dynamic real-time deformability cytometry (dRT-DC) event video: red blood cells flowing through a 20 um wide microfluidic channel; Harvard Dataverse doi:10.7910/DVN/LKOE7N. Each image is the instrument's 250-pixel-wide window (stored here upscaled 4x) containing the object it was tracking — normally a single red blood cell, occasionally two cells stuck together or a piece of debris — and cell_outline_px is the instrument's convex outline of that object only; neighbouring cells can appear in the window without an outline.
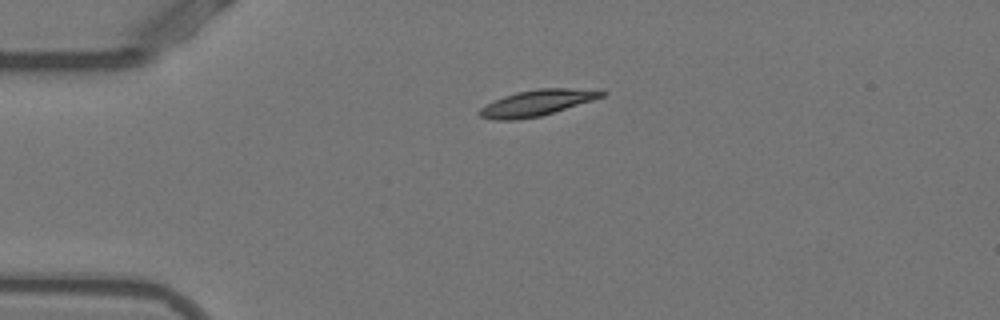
{"species": "Egyptian fruit bat (a non-hibernating species)", "species_latin": "Rousettus aegyptiacus", "temperature_condition": "warm", "stored_images_in_passage": 18, "camera_frame_rate_fps": 3000, "um_per_image_px": 0.085, "animal": {"sex": "female"}, "frame": {"image": 1, "passage_image": 1, "time_ms": 0.0, "image_size_px": [1000, 320], "cell_outline_px": [[608, 92], [604, 96], [592, 100], [540, 116], [516, 120], [492, 120], [480, 116], [476, 112], [480, 108], [504, 96], [516, 92], [536, 88], [604, 88]], "centroid_in_image_um": [45.71, 8.72], "position_along_channel_um": 39.3, "area_um2": 18.73}}
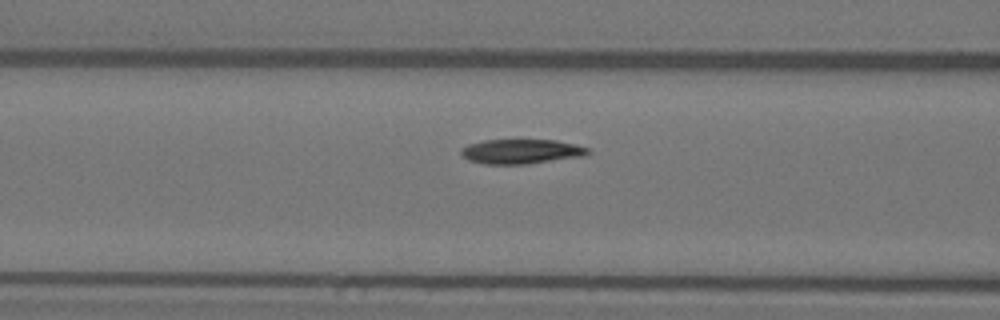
{"frame": {"image": 2, "passage_image": 10, "time_ms": 3.0, "image_size_px": [1000, 320], "cell_outline_px": [[592, 152], [584, 156], [528, 164], [484, 164], [468, 160], [460, 156], [460, 148], [468, 144], [484, 140], [556, 140], [588, 148]], "centroid_in_image_um": [44.26, 12.88], "position_along_channel_um": 122.3, "area_um2": 18.32}}
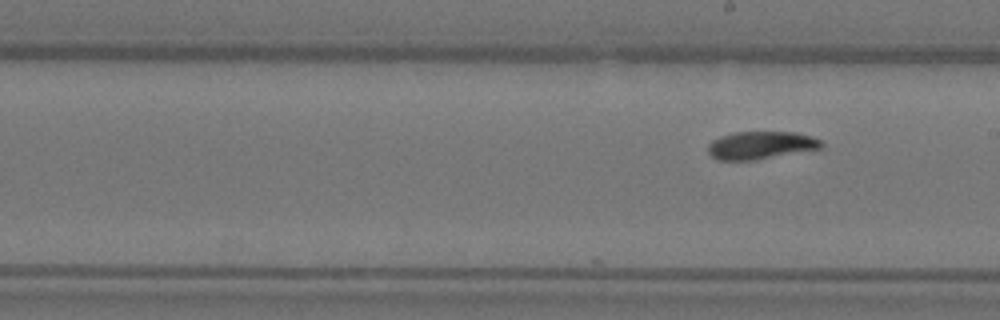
{"frame": {"image": 3, "passage_image": 18, "time_ms": 5.667, "image_size_px": [1000, 320], "cell_outline_px": [[824, 148], [756, 160], [720, 160], [712, 156], [708, 152], [708, 144], [712, 140], [720, 136], [732, 132], [796, 132], [812, 136], [824, 140]], "centroid_in_image_um": [64.73, 12.34], "position_along_channel_um": 224.3, "area_um2": 18.67}}